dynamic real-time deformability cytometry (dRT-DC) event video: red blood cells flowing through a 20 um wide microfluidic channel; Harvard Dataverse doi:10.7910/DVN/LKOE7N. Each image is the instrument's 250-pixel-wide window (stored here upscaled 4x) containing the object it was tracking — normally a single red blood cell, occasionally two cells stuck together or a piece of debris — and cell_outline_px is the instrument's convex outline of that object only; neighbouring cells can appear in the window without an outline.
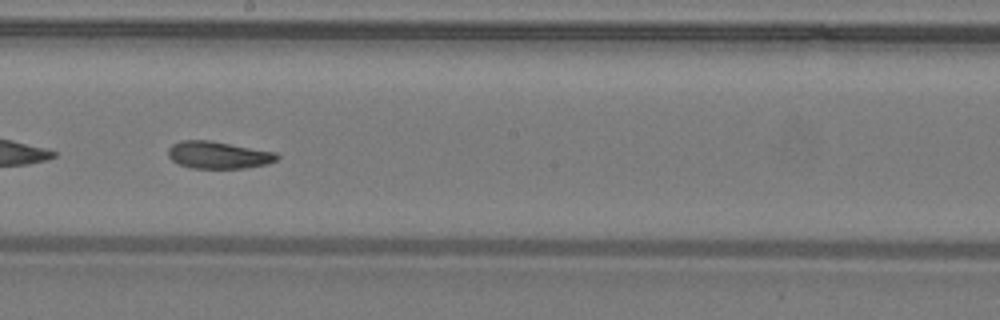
{"species": "common noctule bat (a hibernating species)", "species_latin": "Nyctalus noctula", "temperature_condition": "warm", "stored_images_in_passage": 37, "camera_frame_rate_fps": 3000, "um_per_image_px": 0.085, "animal": {"sex": "male", "body_mass_g": 19.2, "forearm_length_mm": 51.8}, "frame": {"image": 1, "passage_image": 16, "time_ms": 5.0, "image_size_px": [1000, 320], "cell_outline_px": [[280, 156], [276, 160], [268, 164], [244, 168], [192, 168], [180, 164], [172, 160], [168, 156], [168, 148], [172, 144], [180, 140], [208, 140], [276, 152]], "centroid_in_image_um": [18.55, 13.17], "position_along_channel_um": 229.6, "area_um2": 17.22}}
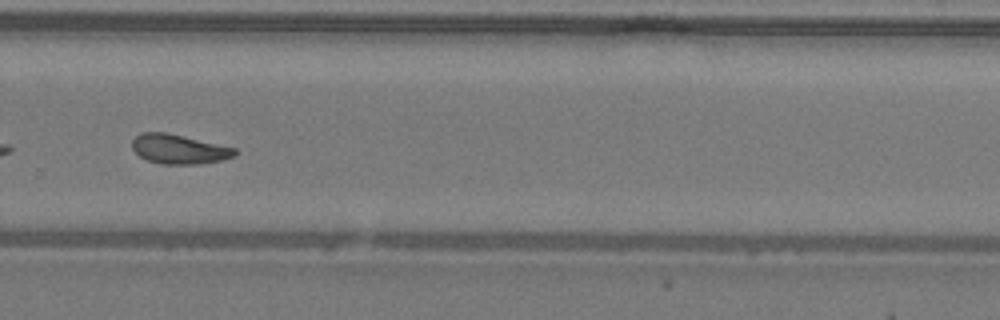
{"frame": {"image": 2, "passage_image": 22, "time_ms": 7.0, "image_size_px": [1000, 320], "cell_outline_px": [[236, 156], [224, 160], [196, 164], [160, 164], [148, 160], [140, 156], [132, 148], [132, 140], [140, 132], [164, 132], [236, 148]], "centroid_in_image_um": [15.21, 12.68], "position_along_channel_um": 314.6, "area_um2": 17.51}}
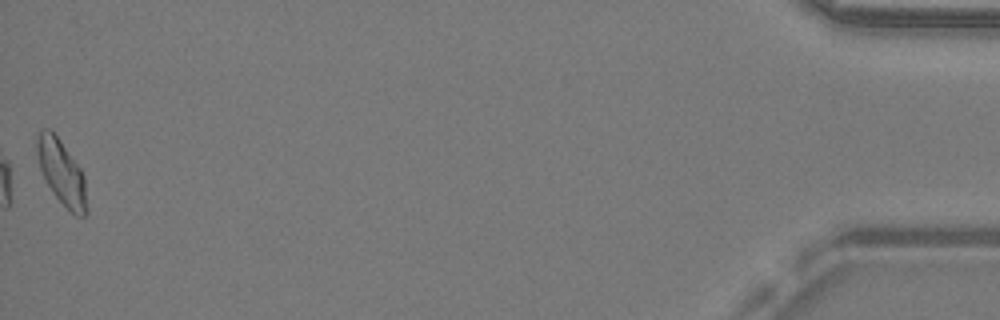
{"frame": {"image": 3, "passage_image": 37, "time_ms": 12.0, "image_size_px": [1000, 320], "cell_outline_px": [[88, 212], [84, 216], [76, 216], [52, 192], [40, 168], [36, 152], [36, 144], [40, 132], [44, 128], [48, 128], [60, 140], [80, 168], [84, 176], [88, 208]], "centroid_in_image_um": [5.26, 14.68], "position_along_channel_um": 429.9, "area_um2": 18.44}, "authors_computed_cell_mechanics": {"area_um2": 17.6868, "velocity_mm_per_s": 4.2805, "shape_relaxation_time_tau1_ms": 4.9228, "shape_relaxation_time_tau2_ms": 6.4717, "deformation_change_tau1": 0.1437, "deformation_change_tau2": 0.1361}}